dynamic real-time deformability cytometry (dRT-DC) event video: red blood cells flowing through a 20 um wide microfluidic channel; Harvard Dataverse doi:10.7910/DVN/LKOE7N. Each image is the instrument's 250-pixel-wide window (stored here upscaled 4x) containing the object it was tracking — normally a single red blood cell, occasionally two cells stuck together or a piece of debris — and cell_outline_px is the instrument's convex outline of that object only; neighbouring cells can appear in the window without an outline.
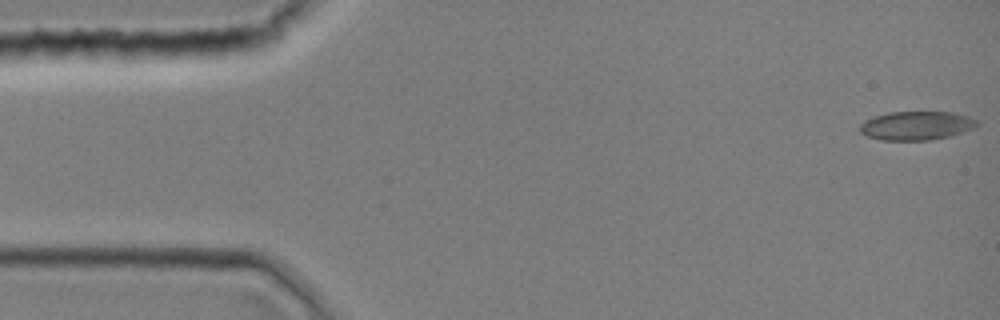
{"species": "common noctule bat (a hibernating species)", "species_latin": "Nyctalus noctula", "temperature_condition": "room temperature", "stored_images_in_passage": 43, "camera_frame_rate_fps": 3000, "um_per_image_px": 0.085, "animal": {"sex": "female", "body_mass_g": 19.0, "forearm_length_mm": 51.5}, "frame": {"image": 1, "passage_image": 1, "time_ms": 0.0, "image_size_px": [1000, 320], "cell_outline_px": [[980, 124], [972, 128], [948, 136], [928, 140], [880, 140], [868, 136], [860, 132], [860, 124], [864, 120], [872, 116], [888, 112], [952, 112], [968, 116], [976, 120]], "centroid_in_image_um": [77.84, 10.67], "position_along_channel_um": 7.2, "area_um2": 19.54}}
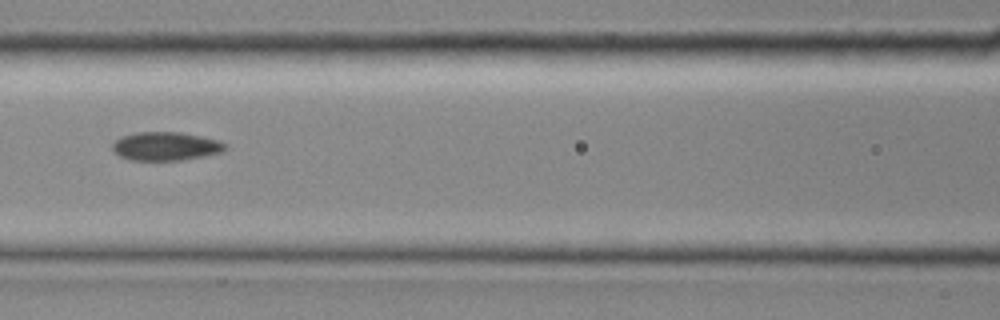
{"frame": {"image": 2, "passage_image": 19, "time_ms": 6.0, "image_size_px": [1000, 320], "cell_outline_px": [[228, 148], [224, 152], [204, 156], [180, 160], [128, 160], [120, 156], [112, 148], [112, 144], [120, 136], [136, 132], [180, 132], [220, 140], [228, 144]], "centroid_in_image_um": [14.13, 12.42], "position_along_channel_um": 152.5, "area_um2": 18.96}}
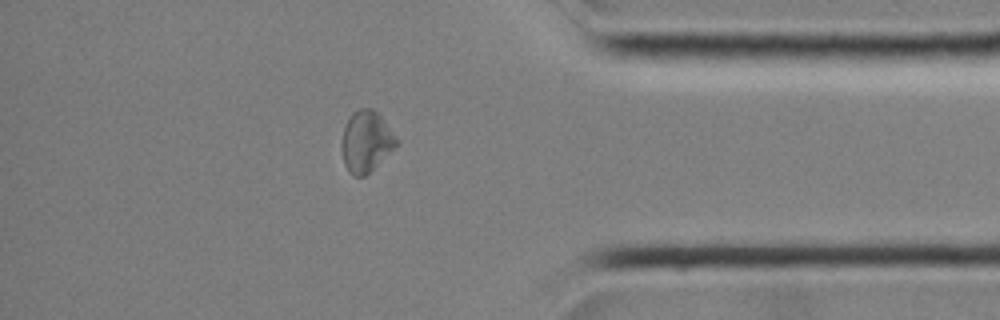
{"frame": {"image": 3, "passage_image": 37, "time_ms": 12.0, "image_size_px": [1000, 320], "cell_outline_px": [[400, 144], [364, 176], [352, 176], [348, 172], [344, 164], [340, 148], [344, 128], [352, 112], [360, 108], [372, 108], [380, 116], [400, 140]], "centroid_in_image_um": [31.13, 12.04], "position_along_channel_um": 404.1, "area_um2": 19.65}}